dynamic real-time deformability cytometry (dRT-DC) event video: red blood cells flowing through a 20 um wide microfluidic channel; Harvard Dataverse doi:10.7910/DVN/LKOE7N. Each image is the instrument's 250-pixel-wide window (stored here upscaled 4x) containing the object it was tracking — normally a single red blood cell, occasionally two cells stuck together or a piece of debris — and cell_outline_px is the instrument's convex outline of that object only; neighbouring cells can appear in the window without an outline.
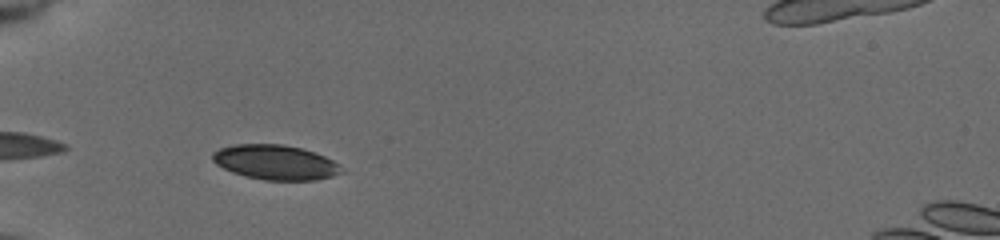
{"species": "common noctule bat (a hibernating species)", "species_latin": "Nyctalus noctula", "temperature_condition": "cold", "stored_images_in_passage": 13, "camera_frame_rate_fps": 3000, "um_per_image_px": 0.085, "animal": {"sex": "female", "body_mass_g": 19.5, "forearm_length_mm": 54.1}, "frame": {"image": 1, "passage_image": 3, "time_ms": 0.667, "image_size_px": [1000, 240], "cell_outline_px": [[344, 172], [332, 176], [316, 180], [264, 180], [244, 176], [232, 172], [216, 164], [212, 160], [212, 152], [220, 148], [236, 144], [280, 144], [300, 148], [324, 156], [332, 160]], "centroid_in_image_um": [23.36, 13.8], "position_along_channel_um": 61.6, "area_um2": 25.89}}
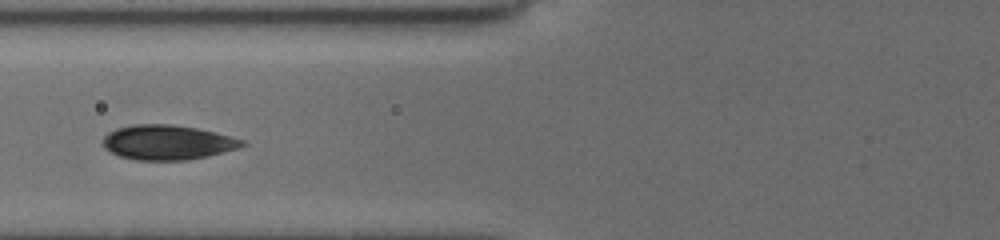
{"frame": {"image": 2, "passage_image": 8, "time_ms": 2.333, "image_size_px": [1000, 240], "cell_outline_px": [[248, 144], [240, 148], [208, 156], [188, 160], [136, 160], [120, 156], [104, 148], [100, 144], [104, 136], [108, 132], [116, 128], [132, 124], [172, 124], [196, 128], [216, 132], [244, 140]], "centroid_in_image_um": [14.23, 12.1], "position_along_channel_um": 111.6, "area_um2": 28.5}}